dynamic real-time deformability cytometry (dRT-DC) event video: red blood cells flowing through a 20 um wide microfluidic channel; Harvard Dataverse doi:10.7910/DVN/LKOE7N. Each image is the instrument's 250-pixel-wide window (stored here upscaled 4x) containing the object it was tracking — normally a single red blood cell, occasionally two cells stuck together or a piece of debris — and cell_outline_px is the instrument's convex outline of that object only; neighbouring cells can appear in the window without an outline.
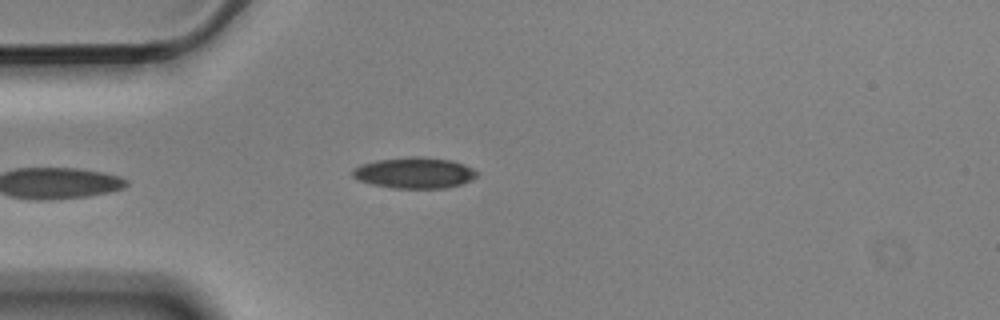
{"species": "Egyptian fruit bat (a non-hibernating species)", "species_latin": "Rousettus aegyptiacus", "temperature_condition": "cold", "stored_images_in_passage": 4, "camera_frame_rate_fps": 3000, "um_per_image_px": 0.085, "animal": {"sex": "male"}, "frame": {"image": 1, "passage_image": 4, "time_ms": 1.0, "image_size_px": [1000, 320], "cell_outline_px": [[480, 172], [472, 180], [460, 184], [444, 188], [392, 188], [372, 184], [360, 180], [352, 176], [352, 168], [360, 164], [376, 160], [412, 156], [420, 156], [452, 160], [464, 164]], "centroid_in_image_um": [35.23, 14.68], "position_along_channel_um": 49.8, "area_um2": 22.6}}